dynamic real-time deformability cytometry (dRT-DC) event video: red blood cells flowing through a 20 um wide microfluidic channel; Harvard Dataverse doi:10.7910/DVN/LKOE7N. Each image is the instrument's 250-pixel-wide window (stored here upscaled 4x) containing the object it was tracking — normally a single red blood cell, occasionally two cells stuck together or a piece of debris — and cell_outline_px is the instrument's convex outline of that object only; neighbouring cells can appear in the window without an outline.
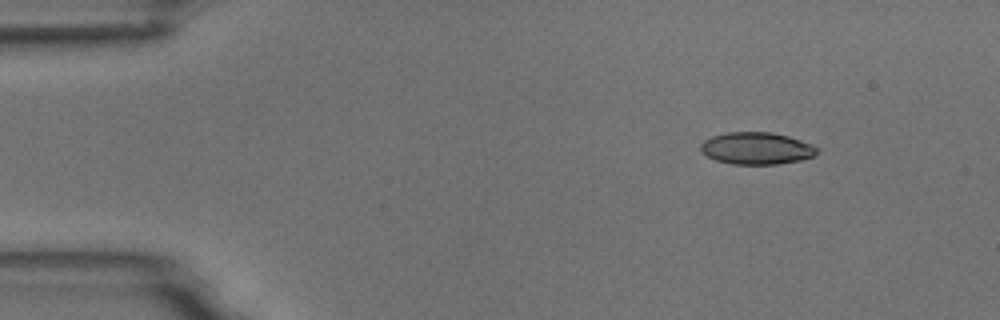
{"species": "common noctule bat (a hibernating species)", "species_latin": "Nyctalus noctula", "temperature_condition": "room temperature", "stored_images_in_passage": 6, "camera_frame_rate_fps": 3000, "um_per_image_px": 0.085, "animal": {"sex": "male", "body_mass_g": 18.8}, "frame": {"image": 1, "passage_image": 1, "time_ms": 0.0, "image_size_px": [1000, 320], "cell_outline_px": [[820, 152], [812, 156], [800, 160], [776, 164], [732, 164], [716, 160], [708, 156], [700, 148], [700, 144], [704, 140], [712, 136], [728, 132], [772, 132], [788, 136], [812, 144], [820, 148]], "centroid_in_image_um": [64.34, 12.6], "position_along_channel_um": 20.7, "area_um2": 21.73}}
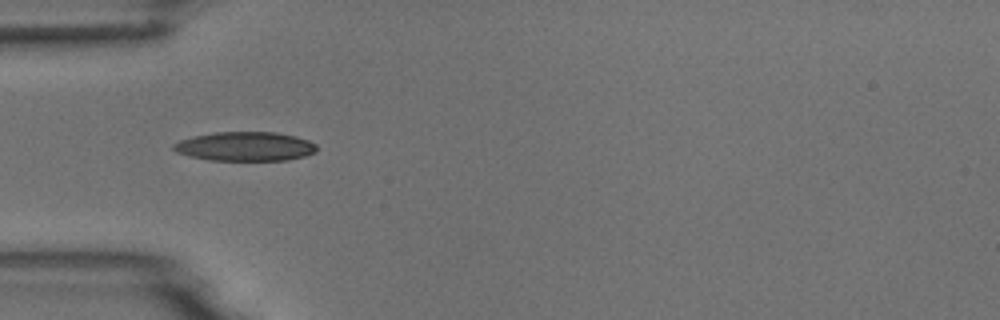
{"frame": {"image": 2, "passage_image": 4, "time_ms": 3.333, "image_size_px": [1000, 320], "cell_outline_px": [[316, 152], [304, 156], [288, 160], [208, 160], [188, 156], [176, 152], [172, 148], [172, 144], [180, 140], [192, 136], [216, 132], [276, 132], [296, 136], [308, 140], [316, 144]], "centroid_in_image_um": [20.82, 12.44], "position_along_channel_um": 64.2, "area_um2": 24.45}}